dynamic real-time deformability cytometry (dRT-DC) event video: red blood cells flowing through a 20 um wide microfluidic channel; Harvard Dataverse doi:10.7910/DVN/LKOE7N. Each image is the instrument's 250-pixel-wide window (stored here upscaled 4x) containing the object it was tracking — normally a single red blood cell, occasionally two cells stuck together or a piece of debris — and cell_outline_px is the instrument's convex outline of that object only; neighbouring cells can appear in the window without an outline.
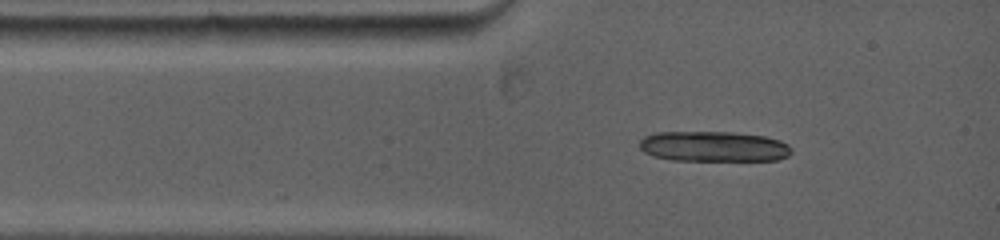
{"species": "common noctule bat (a hibernating species)", "species_latin": "Nyctalus noctula", "temperature_condition": "warm", "stored_images_in_passage": 2, "camera_frame_rate_fps": 5000, "um_per_image_px": 0.085, "animal": {"sex": "female", "body_mass_g": 19.0, "forearm_length_mm": 53.3}, "frame": {"image": 1, "passage_image": 1, "time_ms": 0.0, "image_size_px": [1000, 240], "cell_outline_px": [[792, 152], [788, 156], [776, 160], [672, 160], [656, 156], [644, 152], [640, 148], [640, 140], [644, 136], [656, 132], [736, 132], [764, 136], [780, 140], [788, 144], [792, 148]], "centroid_in_image_um": [60.68, 12.44], "position_along_channel_um": 24.3, "area_um2": 26.93}}